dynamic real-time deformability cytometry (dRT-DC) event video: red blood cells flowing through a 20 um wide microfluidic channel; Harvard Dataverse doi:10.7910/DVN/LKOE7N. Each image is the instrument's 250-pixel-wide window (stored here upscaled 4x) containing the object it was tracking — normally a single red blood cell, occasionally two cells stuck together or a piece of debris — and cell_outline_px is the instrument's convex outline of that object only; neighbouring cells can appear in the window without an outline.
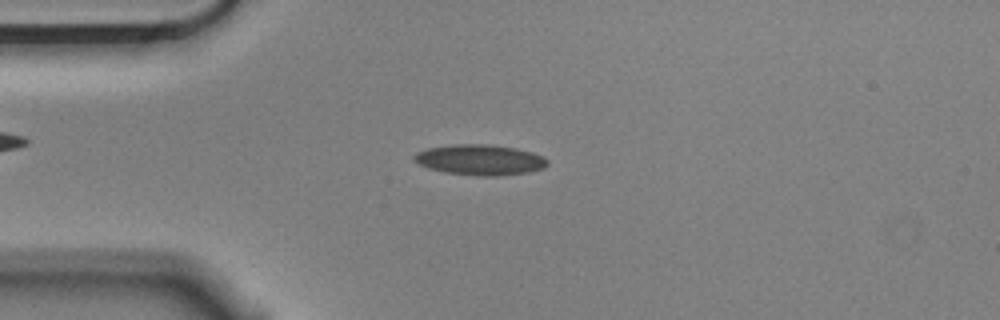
{"species": "Egyptian fruit bat (a non-hibernating species)", "species_latin": "Rousettus aegyptiacus", "temperature_condition": "cold", "stored_images_in_passage": 8, "camera_frame_rate_fps": 3000, "um_per_image_px": 0.085, "animal": {"sex": "male"}, "frame": {"image": 1, "passage_image": 4, "time_ms": 1.0, "image_size_px": [1000, 320], "cell_outline_px": [[548, 164], [544, 168], [528, 172], [496, 176], [480, 176], [444, 172], [428, 168], [416, 164], [412, 160], [412, 156], [416, 152], [428, 148], [456, 144], [488, 144], [516, 148], [532, 152], [544, 156], [548, 160]], "centroid_in_image_um": [40.77, 13.58], "position_along_channel_um": 44.2, "area_um2": 23.93}}
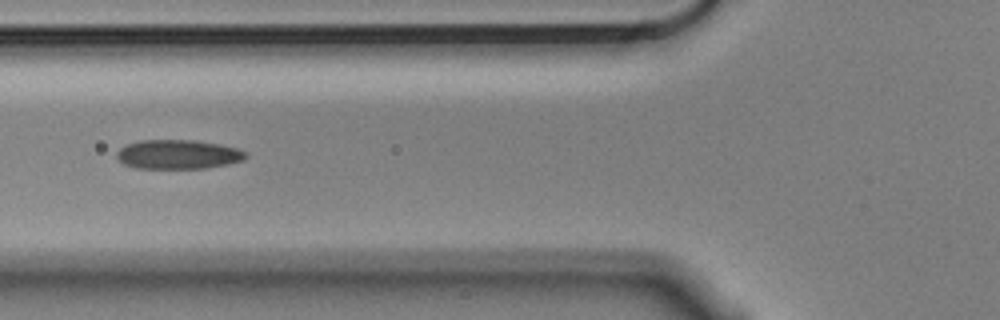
{"frame": {"image": 2, "passage_image": 6, "time_ms": 1.667, "image_size_px": [1000, 320], "cell_outline_px": [[248, 156], [244, 160], [228, 164], [204, 168], [136, 168], [124, 164], [116, 156], [116, 152], [120, 148], [128, 144], [140, 140], [196, 140], [220, 144], [236, 148], [244, 152]], "centroid_in_image_um": [15.13, 13.12], "position_along_channel_um": 110.7, "area_um2": 21.91}}
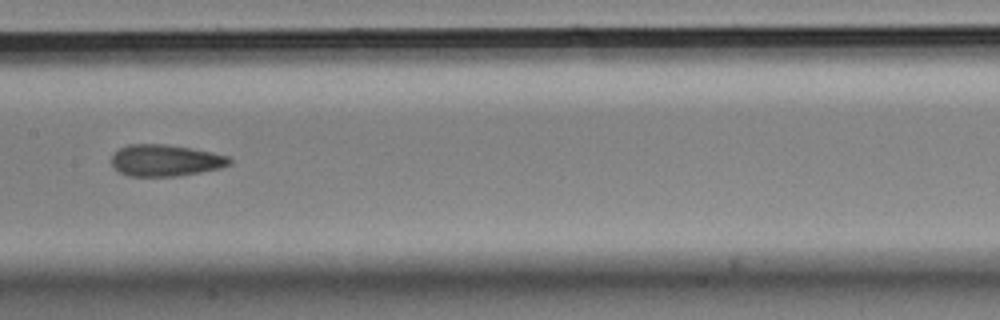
{"frame": {"image": 3, "passage_image": 8, "time_ms": 2.333, "image_size_px": [1000, 320], "cell_outline_px": [[232, 164], [220, 168], [180, 176], [128, 176], [120, 172], [112, 164], [112, 156], [120, 148], [128, 144], [164, 144], [212, 152], [228, 156], [232, 160]], "centroid_in_image_um": [14.08, 13.64], "position_along_channel_um": 193.3, "area_um2": 21.62}}